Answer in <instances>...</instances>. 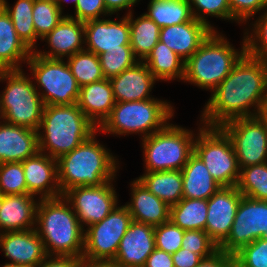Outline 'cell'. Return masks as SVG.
I'll list each match as a JSON object with an SVG mask.
<instances>
[{
  "label": "cell",
  "instance_id": "obj_36",
  "mask_svg": "<svg viewBox=\"0 0 267 267\" xmlns=\"http://www.w3.org/2000/svg\"><path fill=\"white\" fill-rule=\"evenodd\" d=\"M236 187L243 196L267 201V162L241 168Z\"/></svg>",
  "mask_w": 267,
  "mask_h": 267
},
{
  "label": "cell",
  "instance_id": "obj_50",
  "mask_svg": "<svg viewBox=\"0 0 267 267\" xmlns=\"http://www.w3.org/2000/svg\"><path fill=\"white\" fill-rule=\"evenodd\" d=\"M79 261L73 257L48 256L37 267H79Z\"/></svg>",
  "mask_w": 267,
  "mask_h": 267
},
{
  "label": "cell",
  "instance_id": "obj_17",
  "mask_svg": "<svg viewBox=\"0 0 267 267\" xmlns=\"http://www.w3.org/2000/svg\"><path fill=\"white\" fill-rule=\"evenodd\" d=\"M27 194L40 199H52L63 196L58 182L57 160L38 151L22 161Z\"/></svg>",
  "mask_w": 267,
  "mask_h": 267
},
{
  "label": "cell",
  "instance_id": "obj_14",
  "mask_svg": "<svg viewBox=\"0 0 267 267\" xmlns=\"http://www.w3.org/2000/svg\"><path fill=\"white\" fill-rule=\"evenodd\" d=\"M113 181L100 186H77L66 191L63 196L72 206L84 229L102 221L118 204V196Z\"/></svg>",
  "mask_w": 267,
  "mask_h": 267
},
{
  "label": "cell",
  "instance_id": "obj_5",
  "mask_svg": "<svg viewBox=\"0 0 267 267\" xmlns=\"http://www.w3.org/2000/svg\"><path fill=\"white\" fill-rule=\"evenodd\" d=\"M245 52V38L239 51L215 30L185 61L183 81L212 92Z\"/></svg>",
  "mask_w": 267,
  "mask_h": 267
},
{
  "label": "cell",
  "instance_id": "obj_13",
  "mask_svg": "<svg viewBox=\"0 0 267 267\" xmlns=\"http://www.w3.org/2000/svg\"><path fill=\"white\" fill-rule=\"evenodd\" d=\"M267 230V201L242 196L231 231L218 247L234 255L242 247L262 237Z\"/></svg>",
  "mask_w": 267,
  "mask_h": 267
},
{
  "label": "cell",
  "instance_id": "obj_9",
  "mask_svg": "<svg viewBox=\"0 0 267 267\" xmlns=\"http://www.w3.org/2000/svg\"><path fill=\"white\" fill-rule=\"evenodd\" d=\"M44 105L76 104L80 86L65 59H49L32 52L26 62ZM37 85V86H36ZM41 89V90H39Z\"/></svg>",
  "mask_w": 267,
  "mask_h": 267
},
{
  "label": "cell",
  "instance_id": "obj_23",
  "mask_svg": "<svg viewBox=\"0 0 267 267\" xmlns=\"http://www.w3.org/2000/svg\"><path fill=\"white\" fill-rule=\"evenodd\" d=\"M38 151L37 130L0 121V164L22 162Z\"/></svg>",
  "mask_w": 267,
  "mask_h": 267
},
{
  "label": "cell",
  "instance_id": "obj_3",
  "mask_svg": "<svg viewBox=\"0 0 267 267\" xmlns=\"http://www.w3.org/2000/svg\"><path fill=\"white\" fill-rule=\"evenodd\" d=\"M97 132L98 130L74 150L57 159L62 195L73 187L100 186L116 178L118 158L97 141Z\"/></svg>",
  "mask_w": 267,
  "mask_h": 267
},
{
  "label": "cell",
  "instance_id": "obj_11",
  "mask_svg": "<svg viewBox=\"0 0 267 267\" xmlns=\"http://www.w3.org/2000/svg\"><path fill=\"white\" fill-rule=\"evenodd\" d=\"M125 205L116 206L102 221L84 229L82 258L114 260L120 241L132 222Z\"/></svg>",
  "mask_w": 267,
  "mask_h": 267
},
{
  "label": "cell",
  "instance_id": "obj_42",
  "mask_svg": "<svg viewBox=\"0 0 267 267\" xmlns=\"http://www.w3.org/2000/svg\"><path fill=\"white\" fill-rule=\"evenodd\" d=\"M234 258L235 267H267V240L256 239L236 252Z\"/></svg>",
  "mask_w": 267,
  "mask_h": 267
},
{
  "label": "cell",
  "instance_id": "obj_39",
  "mask_svg": "<svg viewBox=\"0 0 267 267\" xmlns=\"http://www.w3.org/2000/svg\"><path fill=\"white\" fill-rule=\"evenodd\" d=\"M251 25L252 31L246 29L247 31L244 32L245 51L250 56L267 62V7Z\"/></svg>",
  "mask_w": 267,
  "mask_h": 267
},
{
  "label": "cell",
  "instance_id": "obj_4",
  "mask_svg": "<svg viewBox=\"0 0 267 267\" xmlns=\"http://www.w3.org/2000/svg\"><path fill=\"white\" fill-rule=\"evenodd\" d=\"M97 130L77 103L45 105L37 130L39 151L57 160L74 150Z\"/></svg>",
  "mask_w": 267,
  "mask_h": 267
},
{
  "label": "cell",
  "instance_id": "obj_46",
  "mask_svg": "<svg viewBox=\"0 0 267 267\" xmlns=\"http://www.w3.org/2000/svg\"><path fill=\"white\" fill-rule=\"evenodd\" d=\"M101 15L104 16V18L105 16H110L103 0H78L75 7V16H68L81 22H87L103 18Z\"/></svg>",
  "mask_w": 267,
  "mask_h": 267
},
{
  "label": "cell",
  "instance_id": "obj_31",
  "mask_svg": "<svg viewBox=\"0 0 267 267\" xmlns=\"http://www.w3.org/2000/svg\"><path fill=\"white\" fill-rule=\"evenodd\" d=\"M130 46L134 56L143 61L159 41L161 28L144 13L134 19L129 9Z\"/></svg>",
  "mask_w": 267,
  "mask_h": 267
},
{
  "label": "cell",
  "instance_id": "obj_2",
  "mask_svg": "<svg viewBox=\"0 0 267 267\" xmlns=\"http://www.w3.org/2000/svg\"><path fill=\"white\" fill-rule=\"evenodd\" d=\"M35 230L48 256L82 258L84 229L64 196L39 199Z\"/></svg>",
  "mask_w": 267,
  "mask_h": 267
},
{
  "label": "cell",
  "instance_id": "obj_7",
  "mask_svg": "<svg viewBox=\"0 0 267 267\" xmlns=\"http://www.w3.org/2000/svg\"><path fill=\"white\" fill-rule=\"evenodd\" d=\"M32 80L23 69L0 71V113L6 123L38 130L45 105Z\"/></svg>",
  "mask_w": 267,
  "mask_h": 267
},
{
  "label": "cell",
  "instance_id": "obj_34",
  "mask_svg": "<svg viewBox=\"0 0 267 267\" xmlns=\"http://www.w3.org/2000/svg\"><path fill=\"white\" fill-rule=\"evenodd\" d=\"M0 5L10 16L19 38L32 52L35 51L39 37L33 25L34 0H17L13 7H10L6 0H0Z\"/></svg>",
  "mask_w": 267,
  "mask_h": 267
},
{
  "label": "cell",
  "instance_id": "obj_30",
  "mask_svg": "<svg viewBox=\"0 0 267 267\" xmlns=\"http://www.w3.org/2000/svg\"><path fill=\"white\" fill-rule=\"evenodd\" d=\"M143 62L158 81L184 78L185 61L161 41L157 42Z\"/></svg>",
  "mask_w": 267,
  "mask_h": 267
},
{
  "label": "cell",
  "instance_id": "obj_48",
  "mask_svg": "<svg viewBox=\"0 0 267 267\" xmlns=\"http://www.w3.org/2000/svg\"><path fill=\"white\" fill-rule=\"evenodd\" d=\"M174 267H196L203 259L199 254L180 248L172 254Z\"/></svg>",
  "mask_w": 267,
  "mask_h": 267
},
{
  "label": "cell",
  "instance_id": "obj_16",
  "mask_svg": "<svg viewBox=\"0 0 267 267\" xmlns=\"http://www.w3.org/2000/svg\"><path fill=\"white\" fill-rule=\"evenodd\" d=\"M85 50L100 55L107 50L123 49L130 45L129 14L118 21L95 19L84 22Z\"/></svg>",
  "mask_w": 267,
  "mask_h": 267
},
{
  "label": "cell",
  "instance_id": "obj_6",
  "mask_svg": "<svg viewBox=\"0 0 267 267\" xmlns=\"http://www.w3.org/2000/svg\"><path fill=\"white\" fill-rule=\"evenodd\" d=\"M170 102L160 99L117 102L98 132L112 135L140 134L142 139L162 130L174 117ZM142 133V134H141Z\"/></svg>",
  "mask_w": 267,
  "mask_h": 267
},
{
  "label": "cell",
  "instance_id": "obj_15",
  "mask_svg": "<svg viewBox=\"0 0 267 267\" xmlns=\"http://www.w3.org/2000/svg\"><path fill=\"white\" fill-rule=\"evenodd\" d=\"M242 196L236 186H221L208 199L205 231L218 247L231 231Z\"/></svg>",
  "mask_w": 267,
  "mask_h": 267
},
{
  "label": "cell",
  "instance_id": "obj_53",
  "mask_svg": "<svg viewBox=\"0 0 267 267\" xmlns=\"http://www.w3.org/2000/svg\"><path fill=\"white\" fill-rule=\"evenodd\" d=\"M258 117L264 122L265 127L267 129V100L266 102L260 107Z\"/></svg>",
  "mask_w": 267,
  "mask_h": 267
},
{
  "label": "cell",
  "instance_id": "obj_28",
  "mask_svg": "<svg viewBox=\"0 0 267 267\" xmlns=\"http://www.w3.org/2000/svg\"><path fill=\"white\" fill-rule=\"evenodd\" d=\"M181 171L183 198L208 200L221 187L194 152Z\"/></svg>",
  "mask_w": 267,
  "mask_h": 267
},
{
  "label": "cell",
  "instance_id": "obj_37",
  "mask_svg": "<svg viewBox=\"0 0 267 267\" xmlns=\"http://www.w3.org/2000/svg\"><path fill=\"white\" fill-rule=\"evenodd\" d=\"M32 16L39 39L51 32L65 17L55 2L45 0H34Z\"/></svg>",
  "mask_w": 267,
  "mask_h": 267
},
{
  "label": "cell",
  "instance_id": "obj_52",
  "mask_svg": "<svg viewBox=\"0 0 267 267\" xmlns=\"http://www.w3.org/2000/svg\"><path fill=\"white\" fill-rule=\"evenodd\" d=\"M79 267H119L113 260H91L81 258Z\"/></svg>",
  "mask_w": 267,
  "mask_h": 267
},
{
  "label": "cell",
  "instance_id": "obj_51",
  "mask_svg": "<svg viewBox=\"0 0 267 267\" xmlns=\"http://www.w3.org/2000/svg\"><path fill=\"white\" fill-rule=\"evenodd\" d=\"M105 3V7L107 12L112 15H117L118 11H121L122 9H129L135 6L137 2H140V0H103Z\"/></svg>",
  "mask_w": 267,
  "mask_h": 267
},
{
  "label": "cell",
  "instance_id": "obj_49",
  "mask_svg": "<svg viewBox=\"0 0 267 267\" xmlns=\"http://www.w3.org/2000/svg\"><path fill=\"white\" fill-rule=\"evenodd\" d=\"M143 267H174L172 254L155 248Z\"/></svg>",
  "mask_w": 267,
  "mask_h": 267
},
{
  "label": "cell",
  "instance_id": "obj_19",
  "mask_svg": "<svg viewBox=\"0 0 267 267\" xmlns=\"http://www.w3.org/2000/svg\"><path fill=\"white\" fill-rule=\"evenodd\" d=\"M155 248L154 226L132 221L113 261L119 267H143Z\"/></svg>",
  "mask_w": 267,
  "mask_h": 267
},
{
  "label": "cell",
  "instance_id": "obj_25",
  "mask_svg": "<svg viewBox=\"0 0 267 267\" xmlns=\"http://www.w3.org/2000/svg\"><path fill=\"white\" fill-rule=\"evenodd\" d=\"M131 200L125 203L132 220L152 226L169 221L170 207L151 193L137 178L130 185Z\"/></svg>",
  "mask_w": 267,
  "mask_h": 267
},
{
  "label": "cell",
  "instance_id": "obj_47",
  "mask_svg": "<svg viewBox=\"0 0 267 267\" xmlns=\"http://www.w3.org/2000/svg\"><path fill=\"white\" fill-rule=\"evenodd\" d=\"M196 267H235V258L218 249L211 256L203 258Z\"/></svg>",
  "mask_w": 267,
  "mask_h": 267
},
{
  "label": "cell",
  "instance_id": "obj_10",
  "mask_svg": "<svg viewBox=\"0 0 267 267\" xmlns=\"http://www.w3.org/2000/svg\"><path fill=\"white\" fill-rule=\"evenodd\" d=\"M200 127L194 141V153L221 186H236L240 168L230 137L221 127L203 124Z\"/></svg>",
  "mask_w": 267,
  "mask_h": 267
},
{
  "label": "cell",
  "instance_id": "obj_29",
  "mask_svg": "<svg viewBox=\"0 0 267 267\" xmlns=\"http://www.w3.org/2000/svg\"><path fill=\"white\" fill-rule=\"evenodd\" d=\"M137 179L169 207L177 204L183 198L181 170L145 172Z\"/></svg>",
  "mask_w": 267,
  "mask_h": 267
},
{
  "label": "cell",
  "instance_id": "obj_32",
  "mask_svg": "<svg viewBox=\"0 0 267 267\" xmlns=\"http://www.w3.org/2000/svg\"><path fill=\"white\" fill-rule=\"evenodd\" d=\"M208 200L182 198L170 207L169 220L183 230H204Z\"/></svg>",
  "mask_w": 267,
  "mask_h": 267
},
{
  "label": "cell",
  "instance_id": "obj_1",
  "mask_svg": "<svg viewBox=\"0 0 267 267\" xmlns=\"http://www.w3.org/2000/svg\"><path fill=\"white\" fill-rule=\"evenodd\" d=\"M266 100L267 62L245 52L229 75L212 91L203 108L200 124L221 127L237 118L258 116Z\"/></svg>",
  "mask_w": 267,
  "mask_h": 267
},
{
  "label": "cell",
  "instance_id": "obj_26",
  "mask_svg": "<svg viewBox=\"0 0 267 267\" xmlns=\"http://www.w3.org/2000/svg\"><path fill=\"white\" fill-rule=\"evenodd\" d=\"M116 104L109 79L80 87L77 105L84 115L98 128L110 115Z\"/></svg>",
  "mask_w": 267,
  "mask_h": 267
},
{
  "label": "cell",
  "instance_id": "obj_44",
  "mask_svg": "<svg viewBox=\"0 0 267 267\" xmlns=\"http://www.w3.org/2000/svg\"><path fill=\"white\" fill-rule=\"evenodd\" d=\"M181 248L199 254L202 258L209 257L218 250V246L204 230H184Z\"/></svg>",
  "mask_w": 267,
  "mask_h": 267
},
{
  "label": "cell",
  "instance_id": "obj_12",
  "mask_svg": "<svg viewBox=\"0 0 267 267\" xmlns=\"http://www.w3.org/2000/svg\"><path fill=\"white\" fill-rule=\"evenodd\" d=\"M221 128L232 141L240 169L267 162V129L258 116L237 118Z\"/></svg>",
  "mask_w": 267,
  "mask_h": 267
},
{
  "label": "cell",
  "instance_id": "obj_21",
  "mask_svg": "<svg viewBox=\"0 0 267 267\" xmlns=\"http://www.w3.org/2000/svg\"><path fill=\"white\" fill-rule=\"evenodd\" d=\"M213 31L208 24L193 18L182 24L162 27L159 41L186 61Z\"/></svg>",
  "mask_w": 267,
  "mask_h": 267
},
{
  "label": "cell",
  "instance_id": "obj_20",
  "mask_svg": "<svg viewBox=\"0 0 267 267\" xmlns=\"http://www.w3.org/2000/svg\"><path fill=\"white\" fill-rule=\"evenodd\" d=\"M85 25L84 22L76 20L68 16L60 21V23L48 34H46L41 41L47 42L50 51L34 52L49 59H64L70 57L77 52L85 50Z\"/></svg>",
  "mask_w": 267,
  "mask_h": 267
},
{
  "label": "cell",
  "instance_id": "obj_54",
  "mask_svg": "<svg viewBox=\"0 0 267 267\" xmlns=\"http://www.w3.org/2000/svg\"><path fill=\"white\" fill-rule=\"evenodd\" d=\"M66 1V3H67V1H69V0H57V2H56V5H57V7L59 8V10L63 13V7H62V5H63V2H65ZM77 1L78 0H71V3L73 2V4H74V9H75V7H76V5H77Z\"/></svg>",
  "mask_w": 267,
  "mask_h": 267
},
{
  "label": "cell",
  "instance_id": "obj_41",
  "mask_svg": "<svg viewBox=\"0 0 267 267\" xmlns=\"http://www.w3.org/2000/svg\"><path fill=\"white\" fill-rule=\"evenodd\" d=\"M189 3L193 17L208 24L214 31V26L206 19L208 16L231 21L229 0H189Z\"/></svg>",
  "mask_w": 267,
  "mask_h": 267
},
{
  "label": "cell",
  "instance_id": "obj_18",
  "mask_svg": "<svg viewBox=\"0 0 267 267\" xmlns=\"http://www.w3.org/2000/svg\"><path fill=\"white\" fill-rule=\"evenodd\" d=\"M0 248L13 266H38L47 257L42 239L34 229L0 233Z\"/></svg>",
  "mask_w": 267,
  "mask_h": 267
},
{
  "label": "cell",
  "instance_id": "obj_24",
  "mask_svg": "<svg viewBox=\"0 0 267 267\" xmlns=\"http://www.w3.org/2000/svg\"><path fill=\"white\" fill-rule=\"evenodd\" d=\"M30 194L2 195L0 198V233L24 231L36 226L39 202Z\"/></svg>",
  "mask_w": 267,
  "mask_h": 267
},
{
  "label": "cell",
  "instance_id": "obj_22",
  "mask_svg": "<svg viewBox=\"0 0 267 267\" xmlns=\"http://www.w3.org/2000/svg\"><path fill=\"white\" fill-rule=\"evenodd\" d=\"M109 80L116 103L152 99L150 92L158 81L143 61L136 62Z\"/></svg>",
  "mask_w": 267,
  "mask_h": 267
},
{
  "label": "cell",
  "instance_id": "obj_40",
  "mask_svg": "<svg viewBox=\"0 0 267 267\" xmlns=\"http://www.w3.org/2000/svg\"><path fill=\"white\" fill-rule=\"evenodd\" d=\"M0 193L1 195L27 194L22 162L0 164Z\"/></svg>",
  "mask_w": 267,
  "mask_h": 267
},
{
  "label": "cell",
  "instance_id": "obj_55",
  "mask_svg": "<svg viewBox=\"0 0 267 267\" xmlns=\"http://www.w3.org/2000/svg\"><path fill=\"white\" fill-rule=\"evenodd\" d=\"M0 267H37V266H29V265L13 266V265L4 264V265H1Z\"/></svg>",
  "mask_w": 267,
  "mask_h": 267
},
{
  "label": "cell",
  "instance_id": "obj_27",
  "mask_svg": "<svg viewBox=\"0 0 267 267\" xmlns=\"http://www.w3.org/2000/svg\"><path fill=\"white\" fill-rule=\"evenodd\" d=\"M32 51L19 38L13 22L0 5V71L22 69ZM21 65V66H20Z\"/></svg>",
  "mask_w": 267,
  "mask_h": 267
},
{
  "label": "cell",
  "instance_id": "obj_57",
  "mask_svg": "<svg viewBox=\"0 0 267 267\" xmlns=\"http://www.w3.org/2000/svg\"><path fill=\"white\" fill-rule=\"evenodd\" d=\"M45 1H52V2H55V3L57 2V0H45Z\"/></svg>",
  "mask_w": 267,
  "mask_h": 267
},
{
  "label": "cell",
  "instance_id": "obj_33",
  "mask_svg": "<svg viewBox=\"0 0 267 267\" xmlns=\"http://www.w3.org/2000/svg\"><path fill=\"white\" fill-rule=\"evenodd\" d=\"M148 12L144 13L160 28L182 24L192 20L189 0H150Z\"/></svg>",
  "mask_w": 267,
  "mask_h": 267
},
{
  "label": "cell",
  "instance_id": "obj_56",
  "mask_svg": "<svg viewBox=\"0 0 267 267\" xmlns=\"http://www.w3.org/2000/svg\"><path fill=\"white\" fill-rule=\"evenodd\" d=\"M261 238L264 239V240H267V230H265V233L262 235Z\"/></svg>",
  "mask_w": 267,
  "mask_h": 267
},
{
  "label": "cell",
  "instance_id": "obj_35",
  "mask_svg": "<svg viewBox=\"0 0 267 267\" xmlns=\"http://www.w3.org/2000/svg\"><path fill=\"white\" fill-rule=\"evenodd\" d=\"M67 63L80 87L104 79L99 56L83 50L67 57Z\"/></svg>",
  "mask_w": 267,
  "mask_h": 267
},
{
  "label": "cell",
  "instance_id": "obj_43",
  "mask_svg": "<svg viewBox=\"0 0 267 267\" xmlns=\"http://www.w3.org/2000/svg\"><path fill=\"white\" fill-rule=\"evenodd\" d=\"M183 236L184 230L170 220L154 226L155 246L167 253H176L182 247Z\"/></svg>",
  "mask_w": 267,
  "mask_h": 267
},
{
  "label": "cell",
  "instance_id": "obj_8",
  "mask_svg": "<svg viewBox=\"0 0 267 267\" xmlns=\"http://www.w3.org/2000/svg\"><path fill=\"white\" fill-rule=\"evenodd\" d=\"M196 135L192 130L168 123L143 138L145 172L182 170L194 152Z\"/></svg>",
  "mask_w": 267,
  "mask_h": 267
},
{
  "label": "cell",
  "instance_id": "obj_38",
  "mask_svg": "<svg viewBox=\"0 0 267 267\" xmlns=\"http://www.w3.org/2000/svg\"><path fill=\"white\" fill-rule=\"evenodd\" d=\"M104 78L110 79L117 76L139 60L134 56L130 45L123 49L107 50L99 55Z\"/></svg>",
  "mask_w": 267,
  "mask_h": 267
},
{
  "label": "cell",
  "instance_id": "obj_45",
  "mask_svg": "<svg viewBox=\"0 0 267 267\" xmlns=\"http://www.w3.org/2000/svg\"><path fill=\"white\" fill-rule=\"evenodd\" d=\"M231 9V21L236 23H248L257 12L265 10L267 0H229Z\"/></svg>",
  "mask_w": 267,
  "mask_h": 267
}]
</instances>
